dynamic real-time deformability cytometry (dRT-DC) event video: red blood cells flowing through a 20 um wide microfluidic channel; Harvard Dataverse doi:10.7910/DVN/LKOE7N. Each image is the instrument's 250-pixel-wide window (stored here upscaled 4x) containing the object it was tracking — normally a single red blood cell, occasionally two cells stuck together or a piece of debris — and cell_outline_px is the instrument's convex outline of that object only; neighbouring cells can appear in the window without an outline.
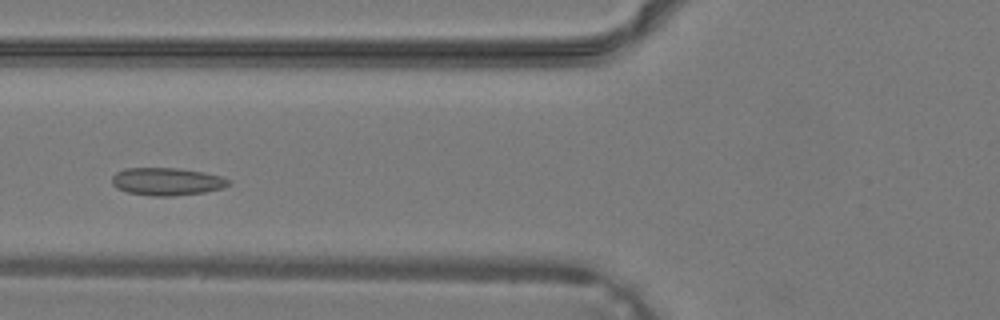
{"species": "common noctule bat (a hibernating species)", "species_latin": "Nyctalus noctula", "temperature_condition": "warm", "stored_images_in_passage": 32, "camera_frame_rate_fps": 3000, "um_per_image_px": 0.085, "animal": {"sex": "male", "body_mass_g": 19.2, "forearm_length_mm": 51.8}, "frame": {"image": 1, "passage_image": 9, "time_ms": 2.667, "image_size_px": [1000, 320], "cell_outline_px": [[232, 184], [224, 188], [204, 192], [172, 196], [152, 196], [128, 192], [116, 188], [112, 184], [112, 176], [116, 172], [124, 168], [176, 168], [204, 172], [220, 176], [232, 180]], "centroid_in_image_um": [14.21, 15.43], "position_along_channel_um": 111.6, "area_um2": 18.96}}
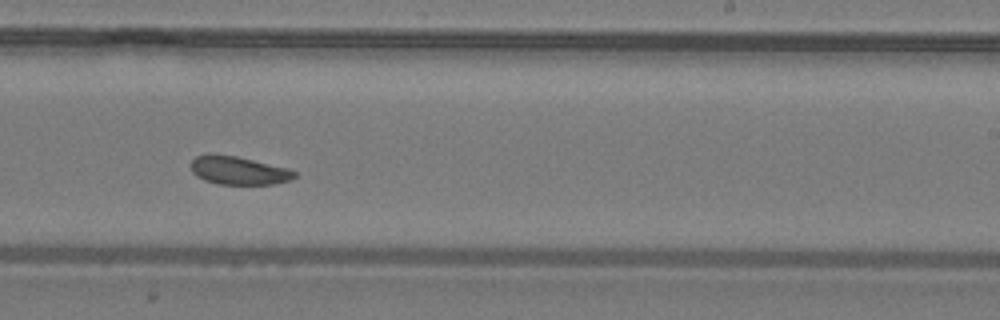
{"frame": {"image": 2, "passage_image": 18, "time_ms": 5.667, "image_size_px": [1000, 320], "cell_outline_px": [[296, 176], [292, 180], [272, 184], [220, 184], [204, 180], [196, 176], [192, 172], [192, 160], [196, 156], [208, 152], [212, 152], [236, 156], [288, 168], [296, 172]], "centroid_in_image_um": [20.26, 14.47], "position_along_channel_um": 268.7, "area_um2": 17.22}}
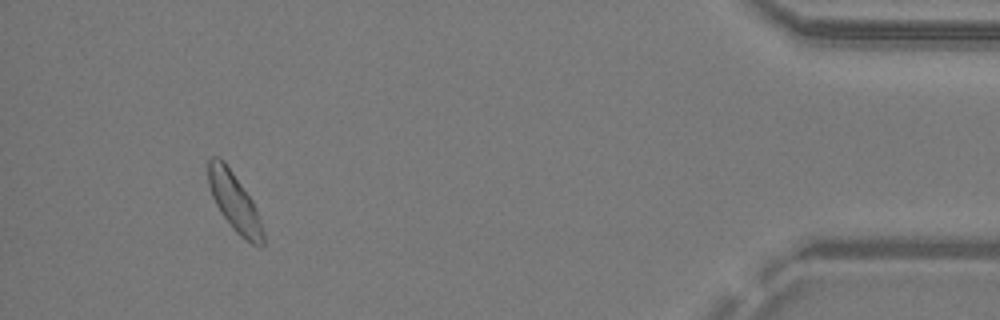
{"frame": {"image": 3, "passage_image": 30, "time_ms": 9.667, "image_size_px": [1000, 320], "cell_outline_px": [[264, 244], [252, 244], [240, 236], [236, 232], [220, 212], [212, 196], [208, 184], [208, 160], [212, 156], [220, 156], [224, 160], [252, 200], [260, 216], [264, 232]], "centroid_in_image_um": [19.92, 17.14], "position_along_channel_um": 415.3, "area_um2": 18.61}}